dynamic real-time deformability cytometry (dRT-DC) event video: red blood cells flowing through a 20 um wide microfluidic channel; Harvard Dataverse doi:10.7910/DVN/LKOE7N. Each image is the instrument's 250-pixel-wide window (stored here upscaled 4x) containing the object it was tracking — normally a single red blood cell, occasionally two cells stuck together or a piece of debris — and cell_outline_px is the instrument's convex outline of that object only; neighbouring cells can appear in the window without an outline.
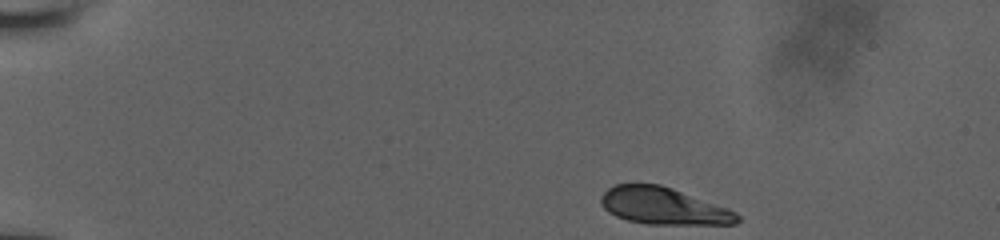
{"species": "human", "species_latin": "Homo sapiens", "temperature_condition": "room temperature", "stored_images_in_passage": 38, "camera_frame_rate_fps": 3000, "um_per_image_px": 0.085, "donor": {"sex": "male"}, "frame": {"image": 1, "passage_image": 1, "time_ms": 0.0, "image_size_px": [1000, 240], "cell_outline_px": [[740, 220], [736, 224], [648, 224], [628, 220], [616, 216], [608, 212], [600, 204], [600, 196], [608, 188], [616, 184], [660, 184], [672, 188], [728, 208], [736, 212], [740, 216]], "centroid_in_image_um": [56.38, 17.51], "position_along_channel_um": 28.6, "area_um2": 29.3}}
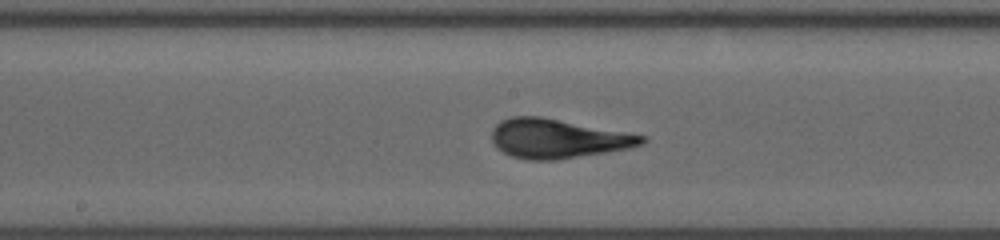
{"frame": {"image": 2, "passage_image": 22, "time_ms": 7.0, "image_size_px": [1000, 240], "cell_outline_px": [[648, 140], [644, 144], [628, 148], [556, 160], [528, 160], [512, 156], [496, 148], [492, 140], [492, 128], [500, 120], [512, 116], [540, 116], [648, 136]], "centroid_in_image_um": [47.4, 11.77], "position_along_channel_um": 200.8, "area_um2": 34.28}}
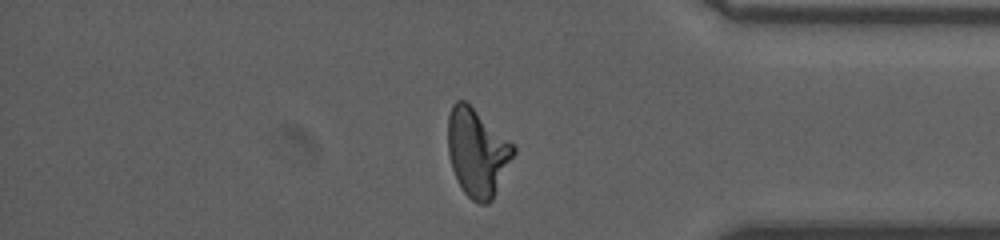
{"frame": {"image": 3, "passage_image": 38, "time_ms": 12.333, "image_size_px": [1000, 240], "cell_outline_px": [[516, 152], [492, 200], [488, 204], [480, 204], [472, 200], [464, 192], [452, 168], [448, 152], [448, 116], [452, 104], [456, 100], [464, 100], [516, 144]], "centroid_in_image_um": [40.59, 12.94], "position_along_channel_um": 394.6, "area_um2": 33.64}, "authors_computed_cell_mechanics": {"area_um2": 33.7263, "velocity_mm_per_s": 3.9176, "shape_relaxation_time_tau1_ms": 5.6588, "shape_relaxation_time_tau2_ms": null, "deformation_change_tau1": 0.1876, "deformation_change_tau2": null}}